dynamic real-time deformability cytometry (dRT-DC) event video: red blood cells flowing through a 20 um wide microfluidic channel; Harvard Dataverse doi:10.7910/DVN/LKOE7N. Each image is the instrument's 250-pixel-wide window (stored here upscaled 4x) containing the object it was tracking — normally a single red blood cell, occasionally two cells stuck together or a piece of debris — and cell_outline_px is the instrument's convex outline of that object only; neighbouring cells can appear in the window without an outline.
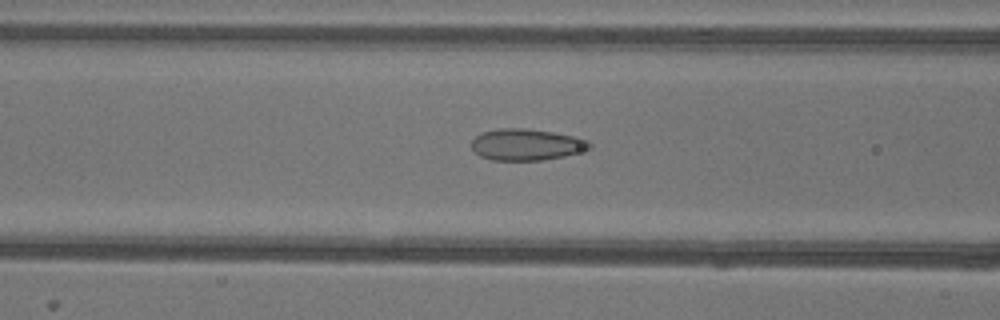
{"species": "common noctule bat (a hibernating species)", "species_latin": "Nyctalus noctula", "temperature_condition": "warm", "stored_images_in_passage": 37, "camera_frame_rate_fps": 3000, "um_per_image_px": 0.085, "animal": {"sex": "female"}, "frame": {"image": 1, "passage_image": 6, "time_ms": 1.667, "image_size_px": [1000, 320], "cell_outline_px": [[592, 148], [564, 156], [544, 160], [492, 160], [480, 156], [472, 148], [472, 140], [480, 132], [500, 128], [524, 128], [552, 132], [572, 136], [588, 140], [592, 144]], "centroid_in_image_um": [44.74, 12.29], "position_along_channel_um": 121.9, "area_um2": 21.62}}
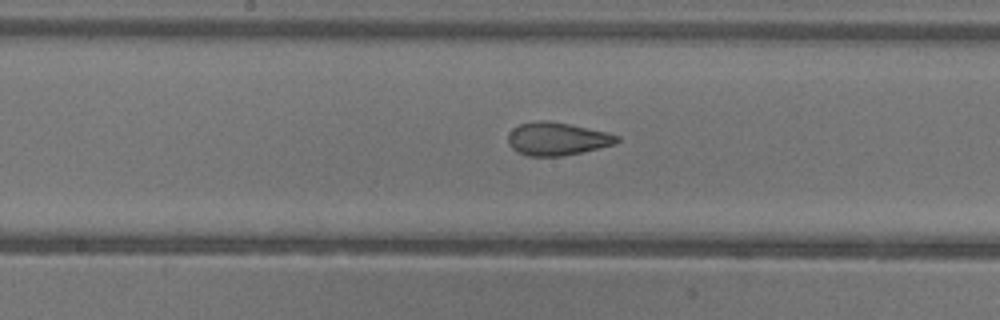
{"frame": {"image": 2, "passage_image": 12, "time_ms": 3.667, "image_size_px": [1000, 320], "cell_outline_px": [[620, 140], [616, 144], [580, 152], [560, 156], [528, 156], [516, 152], [508, 144], [508, 136], [512, 128], [520, 124], [536, 120], [548, 120], [608, 132], [620, 136]], "centroid_in_image_um": [47.34, 11.79], "position_along_channel_um": 200.9, "area_um2": 20.98}}
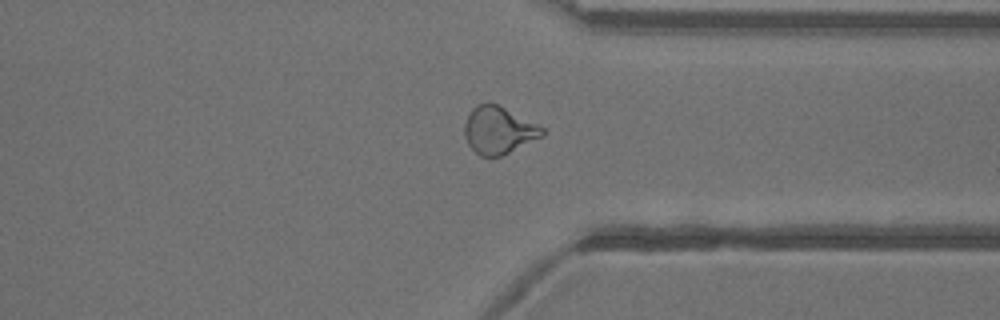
{"frame": {"image": 3, "passage_image": 25, "time_ms": 8.0, "image_size_px": [1000, 320], "cell_outline_px": [[544, 136], [500, 156], [480, 156], [468, 144], [464, 136], [464, 124], [472, 108], [476, 104], [488, 100], [544, 128]], "centroid_in_image_um": [42.35, 11.05], "position_along_channel_um": 369.1, "area_um2": 21.27}, "authors_computed_cell_mechanics": {"area_um2": 20.9814, "velocity_mm_per_s": 3.9337, "shape_relaxation_time_tau1_ms": null, "shape_relaxation_time_tau2_ms": 1.0991, "deformation_change_tau1": null, "deformation_change_tau2": 0.0603}}